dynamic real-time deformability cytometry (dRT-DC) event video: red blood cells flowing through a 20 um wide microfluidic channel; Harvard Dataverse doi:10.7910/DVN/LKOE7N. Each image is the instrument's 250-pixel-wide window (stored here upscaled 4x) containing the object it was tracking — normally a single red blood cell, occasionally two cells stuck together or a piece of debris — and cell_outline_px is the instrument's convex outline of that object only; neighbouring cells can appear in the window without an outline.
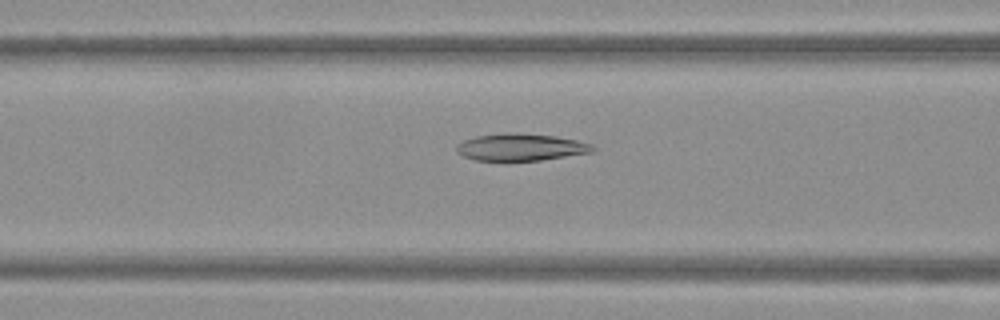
{"species": "Egyptian fruit bat (a non-hibernating species)", "species_latin": "Rousettus aegyptiacus", "temperature_condition": "warm", "stored_images_in_passage": 38, "camera_frame_rate_fps": 3000, "um_per_image_px": 0.085, "frame": {"image": 1, "passage_image": 9, "time_ms": 2.667, "image_size_px": [1000, 320], "cell_outline_px": [[596, 148], [592, 152], [540, 160], [476, 160], [464, 156], [456, 152], [456, 144], [464, 140], [476, 136], [504, 132], [508, 132], [556, 136], [576, 140], [592, 144]], "centroid_in_image_um": [44.25, 12.5], "position_along_channel_um": 122.4, "area_um2": 21.39}}
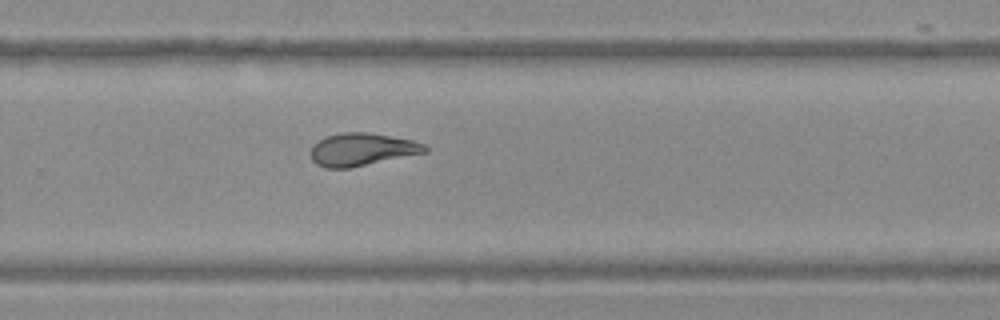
{"frame": {"image": 2, "passage_image": 22, "time_ms": 7.0, "image_size_px": [1000, 320], "cell_outline_px": [[428, 152], [352, 168], [324, 168], [316, 164], [312, 160], [312, 144], [324, 136], [344, 132], [368, 132], [412, 140], [424, 144], [428, 148]], "centroid_in_image_um": [30.76, 12.71], "position_along_channel_um": 299.0, "area_um2": 21.96}}
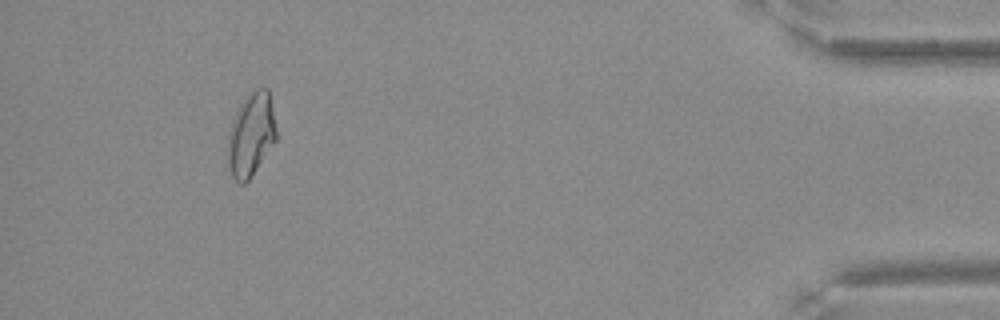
{"frame": {"image": 3, "passage_image": 35, "time_ms": 11.333, "image_size_px": [1000, 320], "cell_outline_px": [[276, 140], [252, 176], [244, 184], [240, 184], [232, 176], [228, 164], [228, 132], [232, 120], [244, 96], [256, 88], [268, 88], [276, 128]], "centroid_in_image_um": [21.33, 11.44], "position_along_channel_um": 413.9, "area_um2": 23.58}}